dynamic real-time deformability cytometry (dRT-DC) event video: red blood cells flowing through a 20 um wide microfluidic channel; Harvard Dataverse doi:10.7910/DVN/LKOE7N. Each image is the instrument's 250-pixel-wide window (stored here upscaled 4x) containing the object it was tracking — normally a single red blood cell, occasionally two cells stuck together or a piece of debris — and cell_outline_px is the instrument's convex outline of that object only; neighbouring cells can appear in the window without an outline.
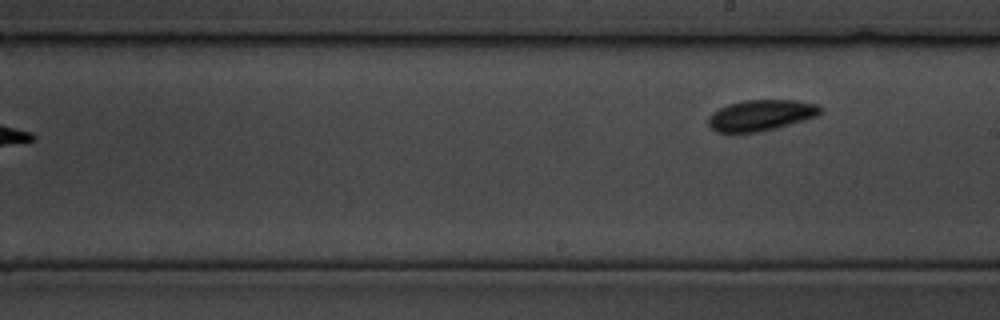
{"species": "common noctule bat (a hibernating species)", "species_latin": "Nyctalus noctula", "temperature_condition": "cold", "stored_images_in_passage": 10, "segment_of_instrument_passage": [2, 2], "camera_frame_rate_fps": 3000, "um_per_image_px": 0.085, "animal": {"sex": "male", "body_mass_g": 19.5, "forearm_length_mm": 54.6}, "frame": {"image": 1, "passage_image": 10, "time_ms": 3.0, "image_size_px": [1000, 320], "cell_outline_px": [[824, 112], [816, 116], [804, 120], [776, 128], [760, 132], [716, 132], [708, 128], [708, 116], [712, 112], [728, 104], [744, 100], [800, 100], [816, 104]], "centroid_in_image_um": [64.65, 9.8], "position_along_channel_um": 224.3, "area_um2": 20.35}}